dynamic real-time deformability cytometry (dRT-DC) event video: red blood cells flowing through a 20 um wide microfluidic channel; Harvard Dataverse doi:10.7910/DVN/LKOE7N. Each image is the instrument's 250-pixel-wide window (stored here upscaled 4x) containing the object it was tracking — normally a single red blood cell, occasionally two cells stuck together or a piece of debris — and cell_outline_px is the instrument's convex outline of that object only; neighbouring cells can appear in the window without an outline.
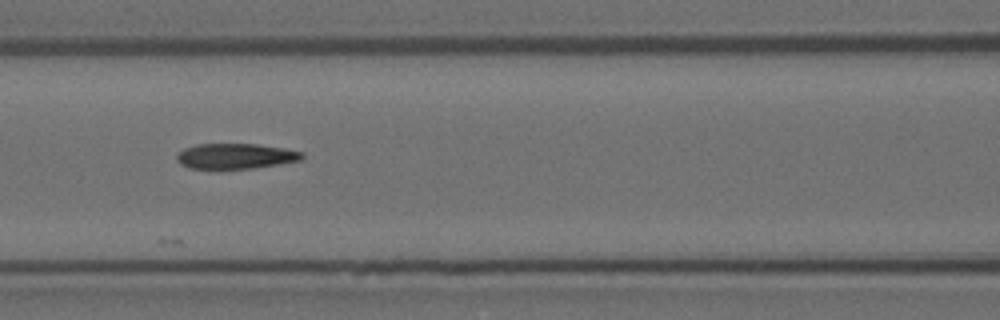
{"species": "Egyptian fruit bat (a non-hibernating species)", "species_latin": "Rousettus aegyptiacus", "temperature_condition": "room temperature", "stored_images_in_passage": 17, "camera_frame_rate_fps": 3000, "um_per_image_px": 0.085, "animal": {"sex": "female"}, "frame": {"image": 1, "passage_image": 7, "time_ms": 2.0, "image_size_px": [1000, 320], "cell_outline_px": [[304, 156], [300, 160], [252, 168], [188, 168], [180, 164], [176, 160], [176, 156], [184, 148], [196, 144], [256, 144], [284, 148], [304, 152]], "centroid_in_image_um": [20.0, 13.26], "position_along_channel_um": 146.6, "area_um2": 18.32}}
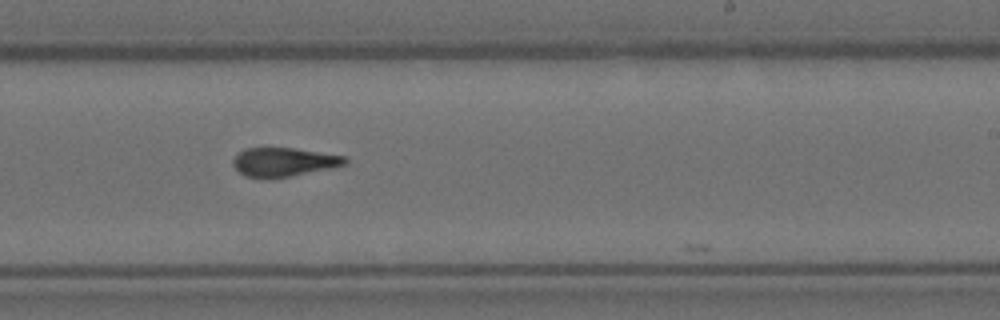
{"frame": {"image": 2, "passage_image": 10, "time_ms": 3.0, "image_size_px": [1000, 320], "cell_outline_px": [[348, 164], [332, 168], [288, 176], [244, 176], [232, 164], [232, 160], [244, 148], [292, 148], [348, 156]], "centroid_in_image_um": [24.18, 13.74], "position_along_channel_um": 264.8, "area_um2": 18.38}}
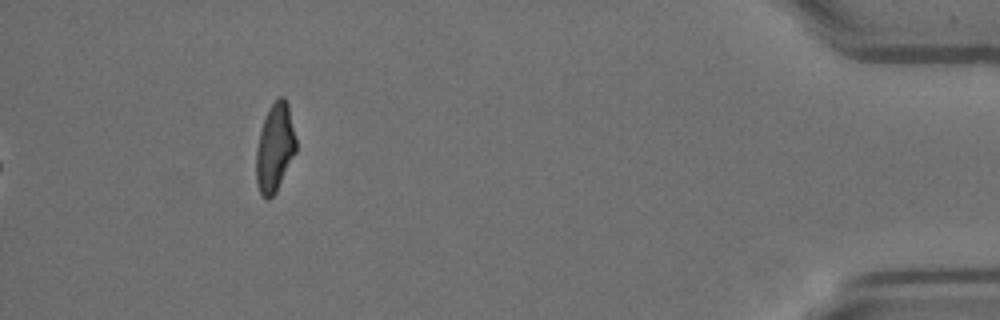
{"frame": {"image": 3, "passage_image": 16, "time_ms": 5.0, "image_size_px": [1000, 320], "cell_outline_px": [[296, 152], [276, 192], [268, 200], [260, 192], [256, 184], [256, 152], [260, 132], [268, 108], [280, 96], [284, 96], [288, 104], [296, 140]], "centroid_in_image_um": [23.36, 12.56], "position_along_channel_um": 411.8, "area_um2": 20.35}}